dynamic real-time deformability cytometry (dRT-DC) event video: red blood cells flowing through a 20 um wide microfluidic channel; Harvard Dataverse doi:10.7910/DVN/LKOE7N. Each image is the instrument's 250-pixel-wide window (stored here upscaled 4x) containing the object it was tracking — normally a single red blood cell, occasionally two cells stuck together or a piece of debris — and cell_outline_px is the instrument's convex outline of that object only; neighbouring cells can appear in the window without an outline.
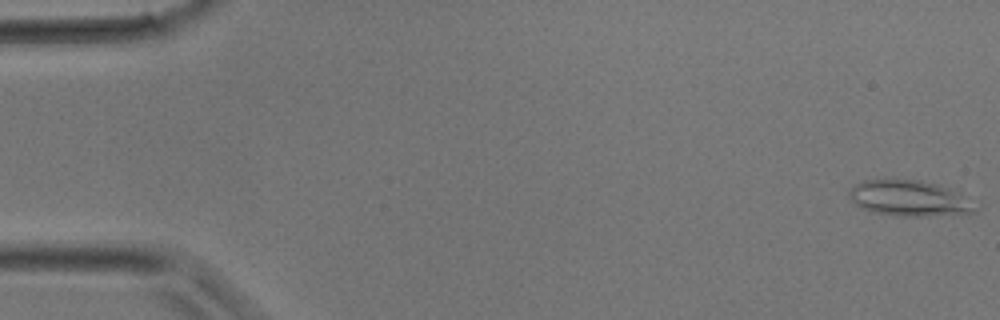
{"species": "common noctule bat (a hibernating species)", "species_latin": "Nyctalus noctula", "temperature_condition": "room temperature", "stored_images_in_passage": 11, "camera_frame_rate_fps": 3000, "um_per_image_px": 0.085, "animal": {"sex": "male", "body_mass_g": 17.9}, "frame": {"image": 1, "passage_image": 1, "time_ms": 0.0, "image_size_px": [1000, 320], "cell_outline_px": [[976, 212], [920, 216], [896, 216], [876, 212], [864, 208], [856, 204], [848, 196], [848, 192], [856, 184], [864, 180], [920, 180], [936, 184], [960, 196], [976, 208]], "centroid_in_image_um": [77.18, 16.86], "position_along_channel_um": 7.8, "area_um2": 25.09}}